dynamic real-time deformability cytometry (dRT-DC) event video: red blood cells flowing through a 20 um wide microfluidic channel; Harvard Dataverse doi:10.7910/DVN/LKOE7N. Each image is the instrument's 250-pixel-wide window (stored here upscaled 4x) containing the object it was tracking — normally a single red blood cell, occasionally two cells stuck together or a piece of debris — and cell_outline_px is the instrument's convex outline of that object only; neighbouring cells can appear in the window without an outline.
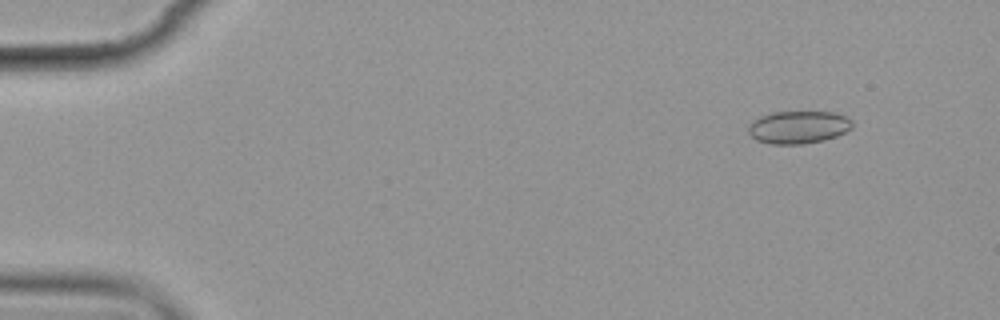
{"species": "common noctule bat (a hibernating species)", "species_latin": "Nyctalus noctula", "temperature_condition": "cold", "stored_images_in_passage": 6, "camera_frame_rate_fps": 3000, "um_per_image_px": 0.085, "animal": {"sex": "female", "body_mass_g": 19.9}, "frame": {"image": 1, "passage_image": 2, "time_ms": 1.333, "image_size_px": [1000, 320], "cell_outline_px": [[852, 128], [836, 136], [824, 140], [804, 144], [768, 144], [756, 140], [748, 132], [748, 124], [752, 120], [760, 116], [772, 112], [832, 112], [844, 116], [852, 120]], "centroid_in_image_um": [67.82, 10.81], "position_along_channel_um": 17.2, "area_um2": 19.88}}
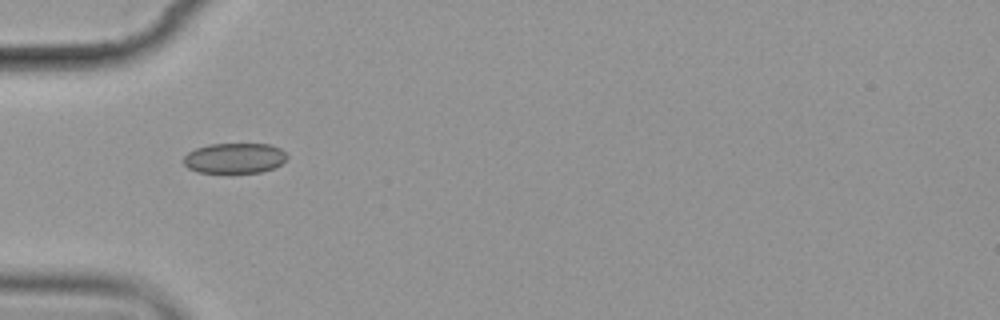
{"frame": {"image": 2, "passage_image": 5, "time_ms": 5.667, "image_size_px": [1000, 320], "cell_outline_px": [[288, 156], [280, 164], [272, 168], [260, 172], [232, 176], [196, 172], [188, 168], [180, 160], [188, 152], [196, 148], [208, 144], [272, 144], [280, 148]], "centroid_in_image_um": [19.87, 13.49], "position_along_channel_um": 65.1, "area_um2": 19.19}}
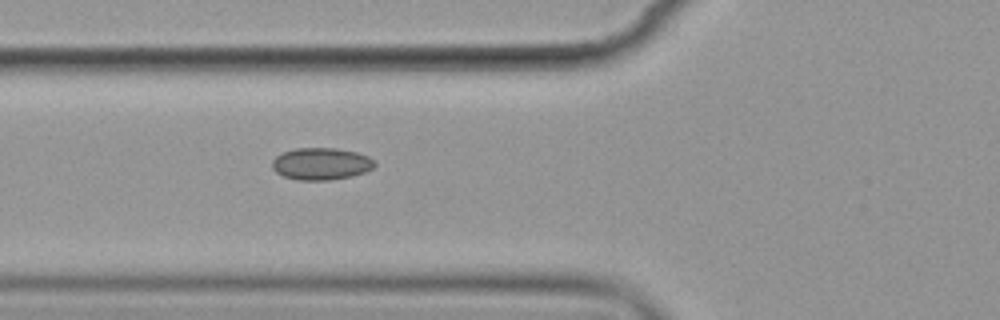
{"frame": {"image": 3, "passage_image": 6, "time_ms": 6.667, "image_size_px": [1000, 320], "cell_outline_px": [[376, 164], [372, 168], [364, 172], [352, 176], [328, 180], [296, 180], [284, 176], [276, 172], [272, 168], [272, 160], [276, 156], [284, 152], [296, 148], [336, 148], [356, 152], [368, 156]], "centroid_in_image_um": [27.27, 13.92], "position_along_channel_um": 98.5, "area_um2": 19.07}}